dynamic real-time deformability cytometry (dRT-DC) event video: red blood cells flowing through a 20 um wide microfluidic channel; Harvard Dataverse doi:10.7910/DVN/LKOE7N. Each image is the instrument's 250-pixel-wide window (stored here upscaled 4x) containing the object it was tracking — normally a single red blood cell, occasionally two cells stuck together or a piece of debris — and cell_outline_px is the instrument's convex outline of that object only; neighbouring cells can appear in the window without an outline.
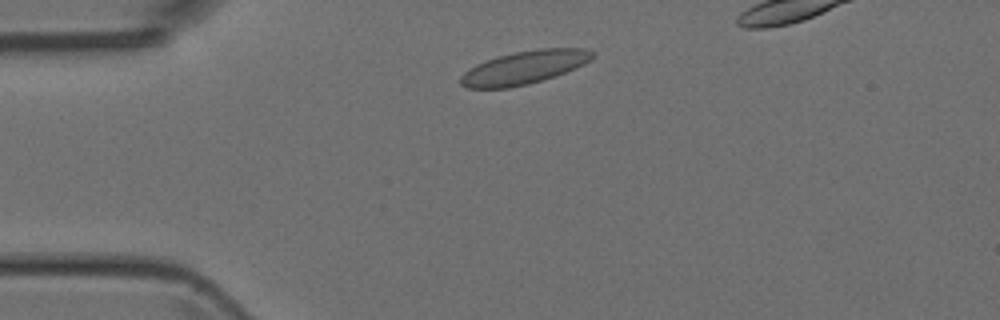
{"species": "Egyptian fruit bat (a non-hibernating species)", "species_latin": "Rousettus aegyptiacus", "temperature_condition": "room temperature", "stored_images_in_passage": 36, "camera_frame_rate_fps": 3000, "um_per_image_px": 0.085, "animal": {"sex": "female"}, "frame": {"image": 1, "passage_image": 4, "time_ms": 1.0, "image_size_px": [1000, 320], "cell_outline_px": [[596, 56], [592, 60], [576, 68], [528, 84], [508, 88], [468, 88], [460, 84], [460, 76], [468, 68], [484, 60], [516, 52], [536, 48], [588, 48], [596, 52]], "centroid_in_image_um": [44.58, 5.72], "position_along_channel_um": 40.4, "area_um2": 25.61}}
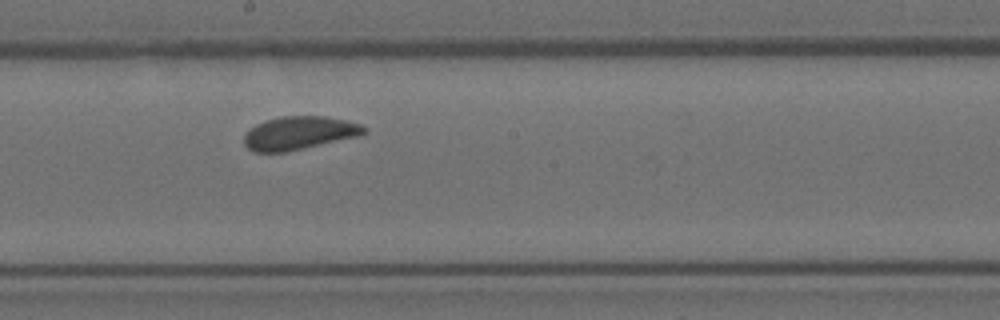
{"frame": {"image": 2, "passage_image": 19, "time_ms": 6.0, "image_size_px": [1000, 320], "cell_outline_px": [[368, 132], [360, 136], [288, 152], [252, 152], [244, 144], [244, 136], [256, 124], [264, 120], [280, 116], [324, 116], [348, 120], [360, 124], [368, 128]], "centroid_in_image_um": [25.47, 11.31], "position_along_channel_um": 222.7, "area_um2": 23.58}}
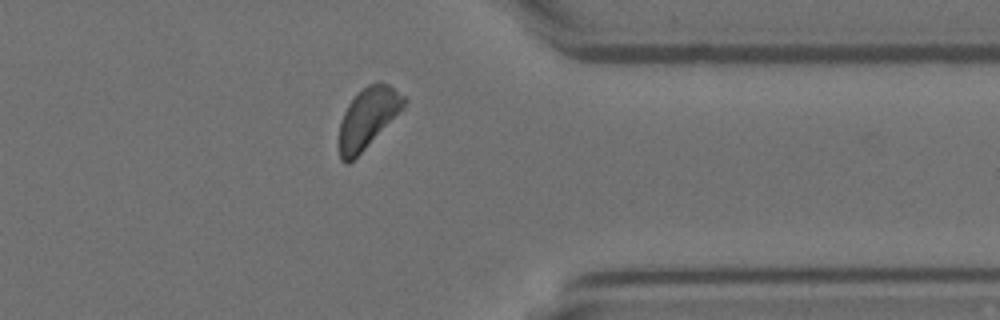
{"frame": {"image": 3, "passage_image": 31, "time_ms": 10.0, "image_size_px": [1000, 320], "cell_outline_px": [[408, 100], [404, 108], [348, 164], [344, 164], [340, 160], [340, 124], [344, 112], [348, 104], [368, 84], [380, 80], [388, 84], [404, 96]], "centroid_in_image_um": [31.29, 9.99], "position_along_channel_um": 380.1, "area_um2": 22.25}}